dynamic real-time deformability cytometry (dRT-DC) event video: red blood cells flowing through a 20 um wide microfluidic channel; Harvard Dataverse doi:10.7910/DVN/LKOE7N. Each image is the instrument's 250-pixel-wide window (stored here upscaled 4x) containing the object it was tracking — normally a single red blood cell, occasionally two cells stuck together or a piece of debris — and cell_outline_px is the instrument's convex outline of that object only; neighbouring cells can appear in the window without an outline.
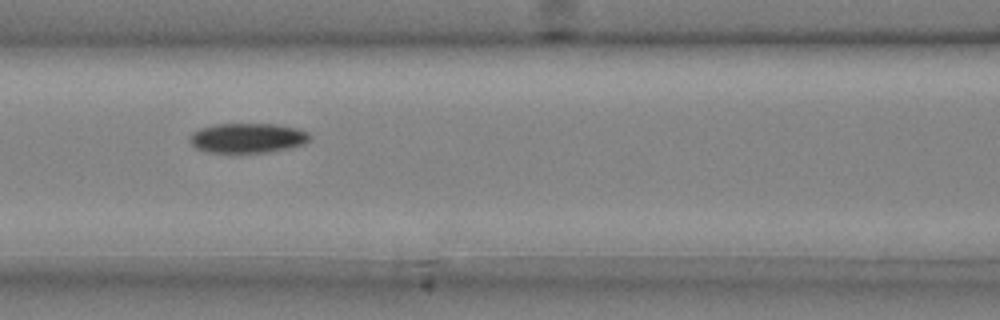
{"species": "common noctule bat (a hibernating species)", "species_latin": "Nyctalus noctula", "temperature_condition": "cold", "stored_images_in_passage": 5, "camera_frame_rate_fps": 3000, "um_per_image_px": 0.085, "animal": {"sex": "male", "body_mass_g": 20.4}, "frame": {"image": 1, "passage_image": 4, "time_ms": 1.0, "image_size_px": [1000, 320], "cell_outline_px": [[312, 136], [304, 144], [288, 148], [268, 152], [208, 152], [196, 148], [188, 140], [192, 132], [200, 128], [216, 124], [276, 124], [296, 128], [308, 132]], "centroid_in_image_um": [21.04, 11.72], "position_along_channel_um": 145.6, "area_um2": 20.75}}
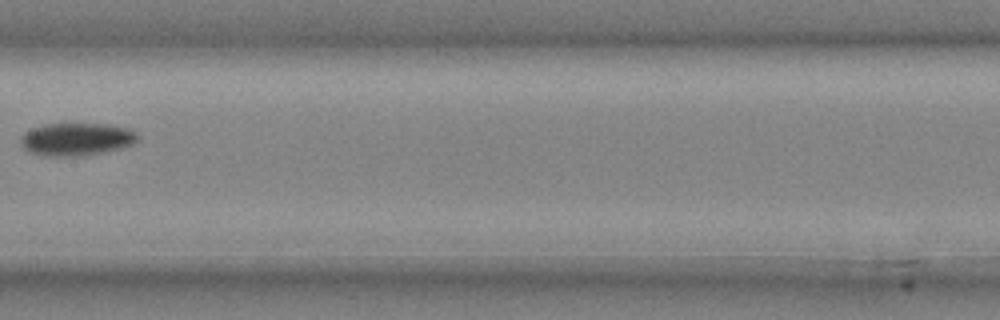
{"frame": {"image": 2, "passage_image": 5, "time_ms": 1.333, "image_size_px": [1000, 320], "cell_outline_px": [[140, 140], [132, 144], [120, 148], [104, 152], [80, 156], [40, 156], [24, 148], [20, 144], [20, 136], [24, 132], [32, 128], [64, 120], [108, 124], [128, 128], [136, 132], [140, 136]], "centroid_in_image_um": [6.5, 11.78], "position_along_channel_um": 200.9, "area_um2": 23.35}}